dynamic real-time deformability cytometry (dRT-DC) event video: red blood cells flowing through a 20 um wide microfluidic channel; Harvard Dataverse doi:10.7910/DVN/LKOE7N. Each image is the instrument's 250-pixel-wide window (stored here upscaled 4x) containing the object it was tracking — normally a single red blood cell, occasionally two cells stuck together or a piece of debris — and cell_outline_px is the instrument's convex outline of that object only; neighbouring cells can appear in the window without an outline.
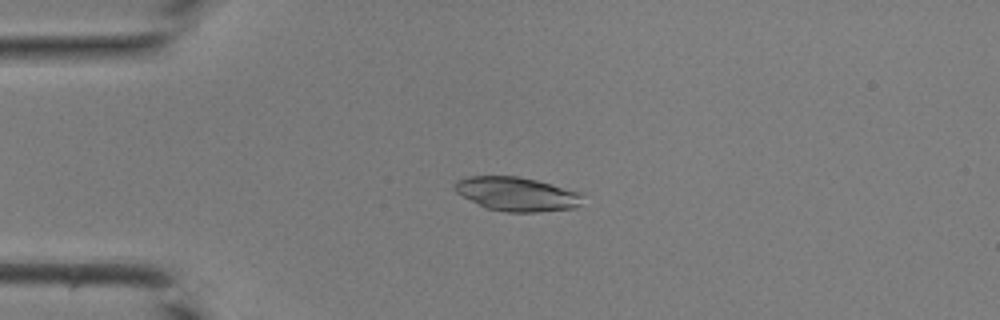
{"species": "common noctule bat (a hibernating species)", "species_latin": "Nyctalus noctula", "temperature_condition": "room temperature", "stored_images_in_passage": 41, "camera_frame_rate_fps": 3000, "um_per_image_px": 0.085, "animal": {"sex": "male", "body_mass_g": 19.0, "forearm_length_mm": 50.8}, "frame": {"image": 1, "passage_image": 10, "time_ms": 3.0, "image_size_px": [1000, 320], "cell_outline_px": [[580, 204], [576, 208], [536, 212], [508, 212], [488, 208], [456, 192], [452, 188], [460, 180], [468, 176], [516, 176], [536, 180], [576, 192], [580, 196]], "centroid_in_image_um": [43.9, 16.49], "position_along_channel_um": 41.1, "area_um2": 24.57}}
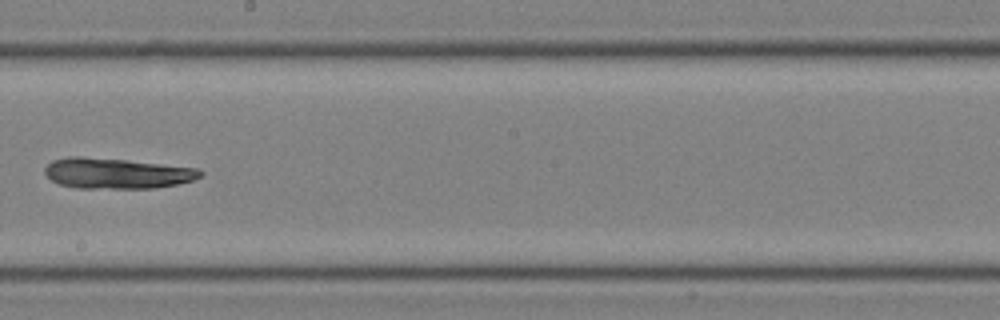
{"frame": {"image": 2, "passage_image": 24, "time_ms": 7.667, "image_size_px": [1000, 320], "cell_outline_px": [[204, 172], [200, 176], [192, 180], [176, 184], [156, 188], [76, 188], [60, 184], [52, 180], [44, 172], [44, 168], [52, 160], [68, 156], [80, 156], [124, 160], [196, 168]], "centroid_in_image_um": [9.88, 14.73], "position_along_channel_um": 238.3, "area_um2": 27.46}}
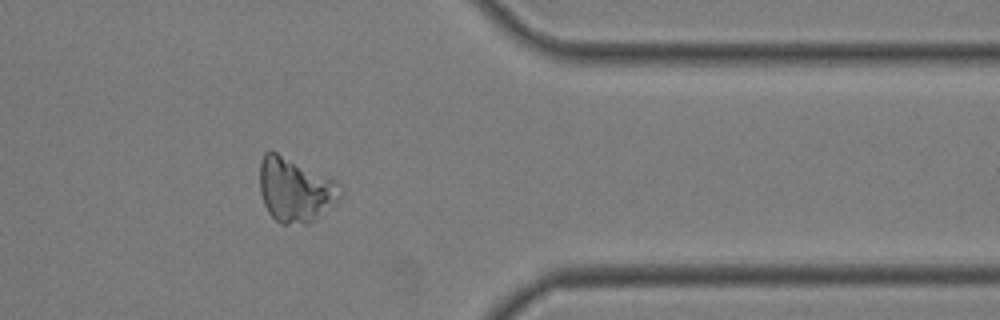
{"frame": {"image": 3, "passage_image": 34, "time_ms": 11.0, "image_size_px": [1000, 320], "cell_outline_px": [[344, 188], [340, 196], [332, 204], [308, 224], [280, 224], [268, 212], [264, 204], [260, 192], [260, 160], [264, 152], [276, 152], [336, 180]], "centroid_in_image_um": [25.07, 16.13], "position_along_channel_um": 386.3, "area_um2": 29.88}}